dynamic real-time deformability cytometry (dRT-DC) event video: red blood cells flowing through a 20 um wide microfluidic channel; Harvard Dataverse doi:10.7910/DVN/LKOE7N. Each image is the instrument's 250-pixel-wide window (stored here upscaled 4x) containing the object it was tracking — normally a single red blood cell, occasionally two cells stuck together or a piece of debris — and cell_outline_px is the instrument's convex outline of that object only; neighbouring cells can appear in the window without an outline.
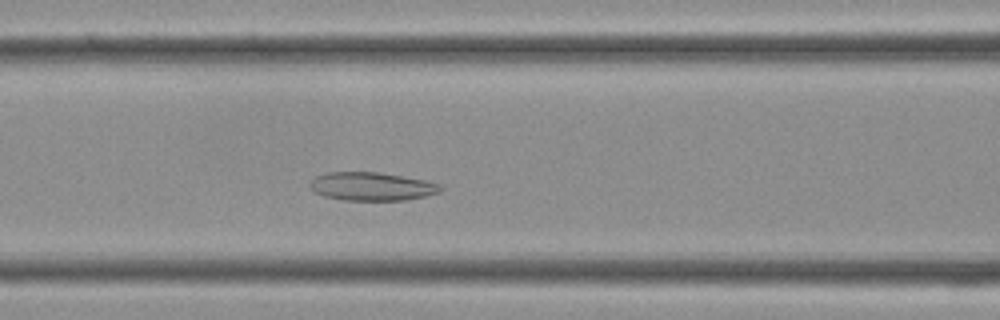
{"species": "Egyptian fruit bat (a non-hibernating species)", "species_latin": "Rousettus aegyptiacus", "temperature_condition": "cold", "stored_images_in_passage": 25, "segment_of_instrument_passage": [1, 2], "camera_frame_rate_fps": 3000, "um_per_image_px": 0.085, "frame": {"image": 1, "passage_image": 5, "time_ms": 1.333, "image_size_px": [1000, 320], "cell_outline_px": [[444, 188], [440, 192], [424, 196], [404, 200], [344, 200], [324, 196], [308, 188], [308, 180], [316, 176], [328, 172], [380, 172], [424, 180], [440, 184]], "centroid_in_image_um": [31.56, 15.84], "position_along_channel_um": 135.0, "area_um2": 21.68}}
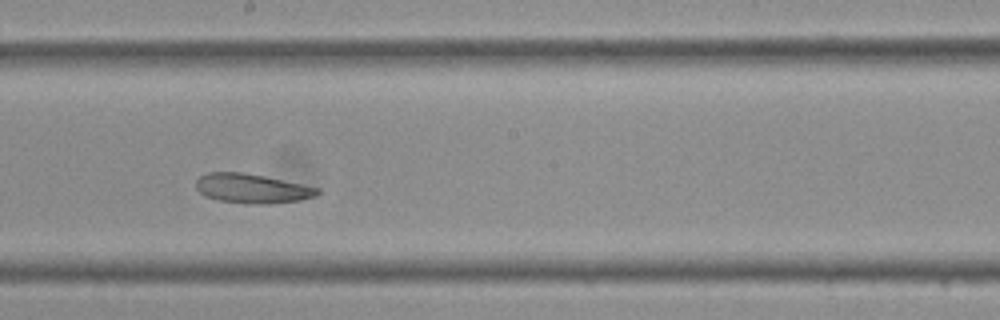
{"frame": {"image": 2, "passage_image": 10, "time_ms": 3.0, "image_size_px": [1000, 320], "cell_outline_px": [[320, 192], [316, 196], [296, 200], [268, 204], [252, 204], [220, 200], [204, 196], [196, 188], [196, 180], [200, 176], [208, 172], [244, 172], [264, 176], [320, 188]], "centroid_in_image_um": [21.4, 16.01], "position_along_channel_um": 226.8, "area_um2": 20.63}}
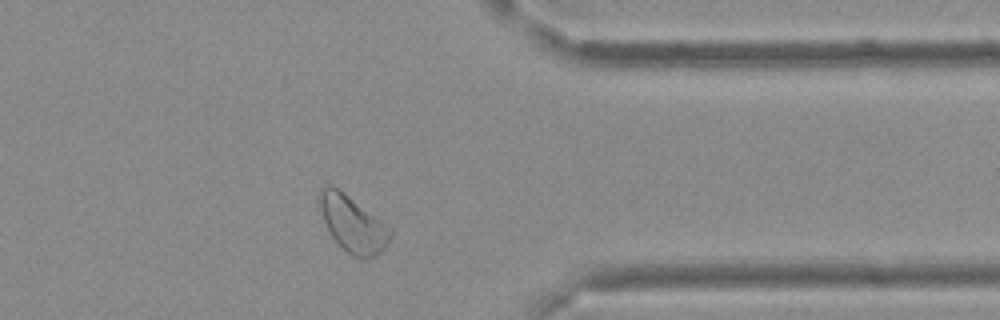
{"frame": {"image": 3, "passage_image": 19, "time_ms": 6.0, "image_size_px": [1000, 320], "cell_outline_px": [[392, 236], [384, 248], [380, 252], [372, 256], [352, 256], [328, 232], [316, 204], [320, 188], [328, 184], [332, 184], [392, 228]], "centroid_in_image_um": [29.92, 18.97], "position_along_channel_um": 381.5, "area_um2": 23.06}}